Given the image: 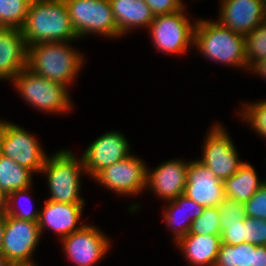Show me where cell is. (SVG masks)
<instances>
[{"label": "cell", "instance_id": "1", "mask_svg": "<svg viewBox=\"0 0 266 266\" xmlns=\"http://www.w3.org/2000/svg\"><path fill=\"white\" fill-rule=\"evenodd\" d=\"M21 30L27 46L78 39L64 0H32Z\"/></svg>", "mask_w": 266, "mask_h": 266}, {"label": "cell", "instance_id": "2", "mask_svg": "<svg viewBox=\"0 0 266 266\" xmlns=\"http://www.w3.org/2000/svg\"><path fill=\"white\" fill-rule=\"evenodd\" d=\"M68 41L43 42L28 46L27 68L68 88L83 65V54Z\"/></svg>", "mask_w": 266, "mask_h": 266}, {"label": "cell", "instance_id": "3", "mask_svg": "<svg viewBox=\"0 0 266 266\" xmlns=\"http://www.w3.org/2000/svg\"><path fill=\"white\" fill-rule=\"evenodd\" d=\"M194 47L204 57L228 66L246 68L245 36L221 25L218 21L197 20Z\"/></svg>", "mask_w": 266, "mask_h": 266}, {"label": "cell", "instance_id": "4", "mask_svg": "<svg viewBox=\"0 0 266 266\" xmlns=\"http://www.w3.org/2000/svg\"><path fill=\"white\" fill-rule=\"evenodd\" d=\"M86 173L82 156L77 159L72 151L59 150L47 157L41 174L47 176L50 201L68 204H85L80 196L81 173Z\"/></svg>", "mask_w": 266, "mask_h": 266}, {"label": "cell", "instance_id": "5", "mask_svg": "<svg viewBox=\"0 0 266 266\" xmlns=\"http://www.w3.org/2000/svg\"><path fill=\"white\" fill-rule=\"evenodd\" d=\"M13 83L20 96L28 103L44 112L66 113L73 109L68 88L59 83L50 81L27 67L16 75ZM69 93V94H68Z\"/></svg>", "mask_w": 266, "mask_h": 266}, {"label": "cell", "instance_id": "6", "mask_svg": "<svg viewBox=\"0 0 266 266\" xmlns=\"http://www.w3.org/2000/svg\"><path fill=\"white\" fill-rule=\"evenodd\" d=\"M78 38L90 33L120 37L109 0H64ZM85 35V36H84Z\"/></svg>", "mask_w": 266, "mask_h": 266}, {"label": "cell", "instance_id": "7", "mask_svg": "<svg viewBox=\"0 0 266 266\" xmlns=\"http://www.w3.org/2000/svg\"><path fill=\"white\" fill-rule=\"evenodd\" d=\"M185 10L183 8L176 12L154 16L148 30L158 51L167 55L168 53L180 55L188 52L190 46L194 47V30L197 21L190 24Z\"/></svg>", "mask_w": 266, "mask_h": 266}, {"label": "cell", "instance_id": "8", "mask_svg": "<svg viewBox=\"0 0 266 266\" xmlns=\"http://www.w3.org/2000/svg\"><path fill=\"white\" fill-rule=\"evenodd\" d=\"M39 141L18 125L0 120V154L40 173L47 159Z\"/></svg>", "mask_w": 266, "mask_h": 266}, {"label": "cell", "instance_id": "9", "mask_svg": "<svg viewBox=\"0 0 266 266\" xmlns=\"http://www.w3.org/2000/svg\"><path fill=\"white\" fill-rule=\"evenodd\" d=\"M211 128L204 139L203 156L199 161L224 181L236 173L244 162L239 160L237 149L226 129L218 123Z\"/></svg>", "mask_w": 266, "mask_h": 266}, {"label": "cell", "instance_id": "10", "mask_svg": "<svg viewBox=\"0 0 266 266\" xmlns=\"http://www.w3.org/2000/svg\"><path fill=\"white\" fill-rule=\"evenodd\" d=\"M147 167L143 160L130 154L101 170L94 179L119 195L141 194L146 188Z\"/></svg>", "mask_w": 266, "mask_h": 266}, {"label": "cell", "instance_id": "11", "mask_svg": "<svg viewBox=\"0 0 266 266\" xmlns=\"http://www.w3.org/2000/svg\"><path fill=\"white\" fill-rule=\"evenodd\" d=\"M40 238L38 222L6 215L2 255L12 264H34L31 257Z\"/></svg>", "mask_w": 266, "mask_h": 266}, {"label": "cell", "instance_id": "12", "mask_svg": "<svg viewBox=\"0 0 266 266\" xmlns=\"http://www.w3.org/2000/svg\"><path fill=\"white\" fill-rule=\"evenodd\" d=\"M66 257L75 266H94L109 250L110 241L99 228L84 225L61 239Z\"/></svg>", "mask_w": 266, "mask_h": 266}, {"label": "cell", "instance_id": "13", "mask_svg": "<svg viewBox=\"0 0 266 266\" xmlns=\"http://www.w3.org/2000/svg\"><path fill=\"white\" fill-rule=\"evenodd\" d=\"M130 145L118 131L104 133L93 141L82 154L86 174L95 177L101 170L119 162L130 154Z\"/></svg>", "mask_w": 266, "mask_h": 266}, {"label": "cell", "instance_id": "14", "mask_svg": "<svg viewBox=\"0 0 266 266\" xmlns=\"http://www.w3.org/2000/svg\"><path fill=\"white\" fill-rule=\"evenodd\" d=\"M184 195L203 207H218L225 199L224 184L198 159L189 162Z\"/></svg>", "mask_w": 266, "mask_h": 266}, {"label": "cell", "instance_id": "15", "mask_svg": "<svg viewBox=\"0 0 266 266\" xmlns=\"http://www.w3.org/2000/svg\"><path fill=\"white\" fill-rule=\"evenodd\" d=\"M188 166L189 162L175 159L161 163L154 170L147 168L146 188L167 202L174 200L184 194Z\"/></svg>", "mask_w": 266, "mask_h": 266}, {"label": "cell", "instance_id": "16", "mask_svg": "<svg viewBox=\"0 0 266 266\" xmlns=\"http://www.w3.org/2000/svg\"><path fill=\"white\" fill-rule=\"evenodd\" d=\"M218 22L246 36L263 22L266 3L262 0H221Z\"/></svg>", "mask_w": 266, "mask_h": 266}, {"label": "cell", "instance_id": "17", "mask_svg": "<svg viewBox=\"0 0 266 266\" xmlns=\"http://www.w3.org/2000/svg\"><path fill=\"white\" fill-rule=\"evenodd\" d=\"M44 204L38 220L41 234L48 228L62 239L85 225L82 221L80 226L78 225L85 204L58 203L50 200H45Z\"/></svg>", "mask_w": 266, "mask_h": 266}, {"label": "cell", "instance_id": "18", "mask_svg": "<svg viewBox=\"0 0 266 266\" xmlns=\"http://www.w3.org/2000/svg\"><path fill=\"white\" fill-rule=\"evenodd\" d=\"M28 46L21 29L0 28V80H12L27 67Z\"/></svg>", "mask_w": 266, "mask_h": 266}, {"label": "cell", "instance_id": "19", "mask_svg": "<svg viewBox=\"0 0 266 266\" xmlns=\"http://www.w3.org/2000/svg\"><path fill=\"white\" fill-rule=\"evenodd\" d=\"M192 266H215L221 235H195L188 233L176 243Z\"/></svg>", "mask_w": 266, "mask_h": 266}, {"label": "cell", "instance_id": "20", "mask_svg": "<svg viewBox=\"0 0 266 266\" xmlns=\"http://www.w3.org/2000/svg\"><path fill=\"white\" fill-rule=\"evenodd\" d=\"M120 36L134 28L147 27L154 20L149 5L144 0H109Z\"/></svg>", "mask_w": 266, "mask_h": 266}, {"label": "cell", "instance_id": "21", "mask_svg": "<svg viewBox=\"0 0 266 266\" xmlns=\"http://www.w3.org/2000/svg\"><path fill=\"white\" fill-rule=\"evenodd\" d=\"M166 206L163 215L167 226L173 231L176 243L180 238L187 235L191 228L192 221L200 217L205 207L195 203L184 194L170 200Z\"/></svg>", "mask_w": 266, "mask_h": 266}, {"label": "cell", "instance_id": "22", "mask_svg": "<svg viewBox=\"0 0 266 266\" xmlns=\"http://www.w3.org/2000/svg\"><path fill=\"white\" fill-rule=\"evenodd\" d=\"M264 182L260 181L254 167L244 162L236 173L223 181L225 197L245 203Z\"/></svg>", "mask_w": 266, "mask_h": 266}, {"label": "cell", "instance_id": "23", "mask_svg": "<svg viewBox=\"0 0 266 266\" xmlns=\"http://www.w3.org/2000/svg\"><path fill=\"white\" fill-rule=\"evenodd\" d=\"M33 172L0 154V190L6 195L30 187Z\"/></svg>", "mask_w": 266, "mask_h": 266}, {"label": "cell", "instance_id": "24", "mask_svg": "<svg viewBox=\"0 0 266 266\" xmlns=\"http://www.w3.org/2000/svg\"><path fill=\"white\" fill-rule=\"evenodd\" d=\"M255 245H228L221 242L215 266H254Z\"/></svg>", "mask_w": 266, "mask_h": 266}, {"label": "cell", "instance_id": "25", "mask_svg": "<svg viewBox=\"0 0 266 266\" xmlns=\"http://www.w3.org/2000/svg\"><path fill=\"white\" fill-rule=\"evenodd\" d=\"M32 0H0V28L21 29Z\"/></svg>", "mask_w": 266, "mask_h": 266}, {"label": "cell", "instance_id": "26", "mask_svg": "<svg viewBox=\"0 0 266 266\" xmlns=\"http://www.w3.org/2000/svg\"><path fill=\"white\" fill-rule=\"evenodd\" d=\"M248 70L257 62L266 59V24L257 25L245 36Z\"/></svg>", "mask_w": 266, "mask_h": 266}, {"label": "cell", "instance_id": "27", "mask_svg": "<svg viewBox=\"0 0 266 266\" xmlns=\"http://www.w3.org/2000/svg\"><path fill=\"white\" fill-rule=\"evenodd\" d=\"M190 234L221 235L218 207H205L200 217L192 221Z\"/></svg>", "mask_w": 266, "mask_h": 266}, {"label": "cell", "instance_id": "28", "mask_svg": "<svg viewBox=\"0 0 266 266\" xmlns=\"http://www.w3.org/2000/svg\"><path fill=\"white\" fill-rule=\"evenodd\" d=\"M243 121L247 120L261 138H266V99L254 103L244 104L240 111Z\"/></svg>", "mask_w": 266, "mask_h": 266}, {"label": "cell", "instance_id": "29", "mask_svg": "<svg viewBox=\"0 0 266 266\" xmlns=\"http://www.w3.org/2000/svg\"><path fill=\"white\" fill-rule=\"evenodd\" d=\"M31 190V186L25 189H21L18 191H14L10 194L7 195V214L9 216H12L16 219H20V220H29V221H33V222H38L39 220V216H40V211L38 209V211L36 210H32V208L30 209V207H28V209L26 208H20V206H18V202L17 200L19 199H27L30 203V196H28L27 193H29V191ZM17 202V207H14L15 203ZM31 206V205H30Z\"/></svg>", "mask_w": 266, "mask_h": 266}, {"label": "cell", "instance_id": "30", "mask_svg": "<svg viewBox=\"0 0 266 266\" xmlns=\"http://www.w3.org/2000/svg\"><path fill=\"white\" fill-rule=\"evenodd\" d=\"M220 225L244 223L246 217L244 203L225 197L218 206Z\"/></svg>", "mask_w": 266, "mask_h": 266}, {"label": "cell", "instance_id": "31", "mask_svg": "<svg viewBox=\"0 0 266 266\" xmlns=\"http://www.w3.org/2000/svg\"><path fill=\"white\" fill-rule=\"evenodd\" d=\"M244 243L266 246V220L255 217L244 218Z\"/></svg>", "mask_w": 266, "mask_h": 266}, {"label": "cell", "instance_id": "32", "mask_svg": "<svg viewBox=\"0 0 266 266\" xmlns=\"http://www.w3.org/2000/svg\"><path fill=\"white\" fill-rule=\"evenodd\" d=\"M247 217L266 220V180L257 192L244 203Z\"/></svg>", "mask_w": 266, "mask_h": 266}, {"label": "cell", "instance_id": "33", "mask_svg": "<svg viewBox=\"0 0 266 266\" xmlns=\"http://www.w3.org/2000/svg\"><path fill=\"white\" fill-rule=\"evenodd\" d=\"M221 226V242L228 245L244 243V223H233Z\"/></svg>", "mask_w": 266, "mask_h": 266}, {"label": "cell", "instance_id": "34", "mask_svg": "<svg viewBox=\"0 0 266 266\" xmlns=\"http://www.w3.org/2000/svg\"><path fill=\"white\" fill-rule=\"evenodd\" d=\"M154 16L179 11L184 8L182 0H144Z\"/></svg>", "mask_w": 266, "mask_h": 266}, {"label": "cell", "instance_id": "35", "mask_svg": "<svg viewBox=\"0 0 266 266\" xmlns=\"http://www.w3.org/2000/svg\"><path fill=\"white\" fill-rule=\"evenodd\" d=\"M254 266H266V246L255 245Z\"/></svg>", "mask_w": 266, "mask_h": 266}, {"label": "cell", "instance_id": "36", "mask_svg": "<svg viewBox=\"0 0 266 266\" xmlns=\"http://www.w3.org/2000/svg\"><path fill=\"white\" fill-rule=\"evenodd\" d=\"M249 70H251V72H256L257 75L259 74L260 77L262 76L265 79L266 78V59H262L259 62L255 63Z\"/></svg>", "mask_w": 266, "mask_h": 266}, {"label": "cell", "instance_id": "37", "mask_svg": "<svg viewBox=\"0 0 266 266\" xmlns=\"http://www.w3.org/2000/svg\"><path fill=\"white\" fill-rule=\"evenodd\" d=\"M7 214V195L0 190V216Z\"/></svg>", "mask_w": 266, "mask_h": 266}, {"label": "cell", "instance_id": "38", "mask_svg": "<svg viewBox=\"0 0 266 266\" xmlns=\"http://www.w3.org/2000/svg\"><path fill=\"white\" fill-rule=\"evenodd\" d=\"M5 221H6V215H1L0 216V255H2Z\"/></svg>", "mask_w": 266, "mask_h": 266}, {"label": "cell", "instance_id": "39", "mask_svg": "<svg viewBox=\"0 0 266 266\" xmlns=\"http://www.w3.org/2000/svg\"><path fill=\"white\" fill-rule=\"evenodd\" d=\"M0 266H13L3 255H0Z\"/></svg>", "mask_w": 266, "mask_h": 266}, {"label": "cell", "instance_id": "40", "mask_svg": "<svg viewBox=\"0 0 266 266\" xmlns=\"http://www.w3.org/2000/svg\"><path fill=\"white\" fill-rule=\"evenodd\" d=\"M13 266H36V264H13Z\"/></svg>", "mask_w": 266, "mask_h": 266}, {"label": "cell", "instance_id": "41", "mask_svg": "<svg viewBox=\"0 0 266 266\" xmlns=\"http://www.w3.org/2000/svg\"><path fill=\"white\" fill-rule=\"evenodd\" d=\"M263 22L266 24V6H265V10H264V19Z\"/></svg>", "mask_w": 266, "mask_h": 266}]
</instances>
